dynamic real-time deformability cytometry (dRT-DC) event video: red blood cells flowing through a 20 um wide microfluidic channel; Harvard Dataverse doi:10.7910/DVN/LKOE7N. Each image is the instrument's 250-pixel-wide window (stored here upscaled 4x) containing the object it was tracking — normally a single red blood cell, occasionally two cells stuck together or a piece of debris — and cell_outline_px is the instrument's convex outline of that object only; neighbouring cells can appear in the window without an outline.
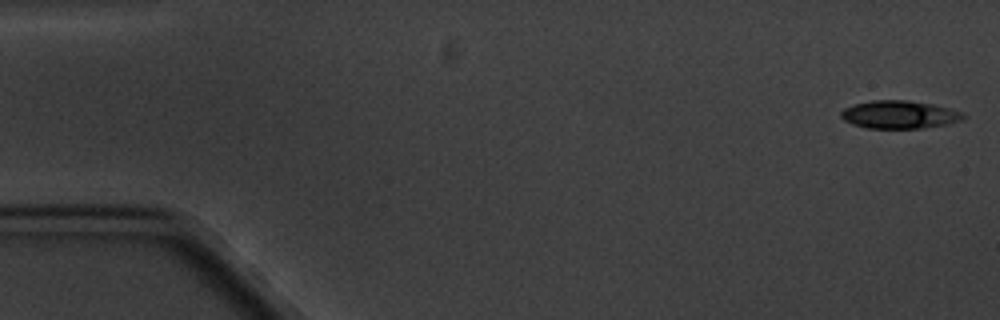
{"species": "common noctule bat (a hibernating species)", "species_latin": "Nyctalus noctula", "temperature_condition": "cold", "stored_images_in_passage": 6, "camera_frame_rate_fps": 3000, "um_per_image_px": 0.085, "animal": {"sex": "male", "body_mass_g": 20.1, "forearm_length_mm": 53.5}, "frame": {"image": 1, "passage_image": 1, "time_ms": 0.0, "image_size_px": [1000, 320], "cell_outline_px": [[968, 116], [964, 120], [948, 124], [924, 128], [868, 128], [852, 124], [844, 120], [840, 116], [840, 112], [844, 108], [856, 104], [872, 100], [908, 100], [932, 104], [964, 112]], "centroid_in_image_um": [76.5, 9.74], "position_along_channel_um": 8.5, "area_um2": 20.06}}
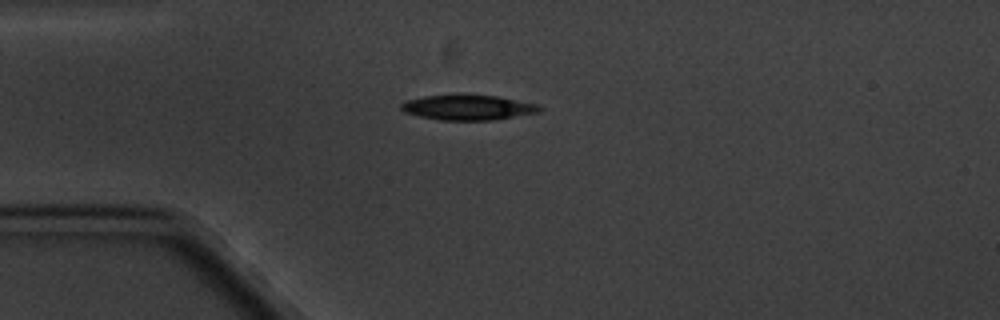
{"frame": {"image": 2, "passage_image": 4, "time_ms": 4.333, "image_size_px": [1000, 320], "cell_outline_px": [[544, 108], [540, 112], [492, 120], [440, 120], [420, 116], [404, 112], [400, 108], [400, 104], [404, 100], [424, 96], [496, 96], [540, 104]], "centroid_in_image_um": [39.8, 9.15], "position_along_channel_um": 45.2, "area_um2": 20.0}}